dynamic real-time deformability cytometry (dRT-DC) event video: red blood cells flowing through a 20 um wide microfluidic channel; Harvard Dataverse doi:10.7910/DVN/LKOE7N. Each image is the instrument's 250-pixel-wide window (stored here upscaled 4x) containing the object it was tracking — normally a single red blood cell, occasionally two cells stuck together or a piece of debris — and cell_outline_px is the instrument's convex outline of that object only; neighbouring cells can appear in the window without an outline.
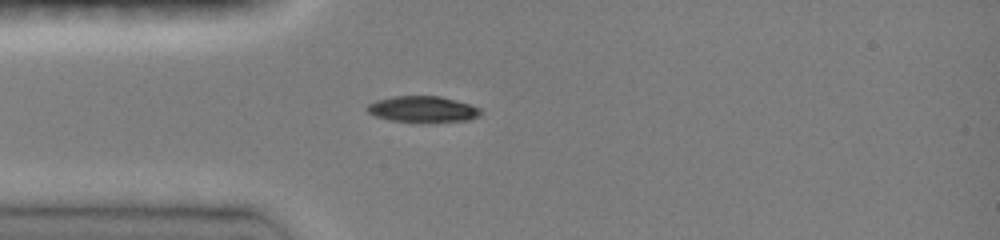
{"species": "common noctule bat (a hibernating species)", "species_latin": "Nyctalus noctula", "temperature_condition": "room temperature", "stored_images_in_passage": 15, "camera_frame_rate_fps": 3000, "um_per_image_px": 0.085, "animal": {"sex": "female", "body_mass_g": 19.0, "forearm_length_mm": 51.5}, "frame": {"image": 1, "passage_image": 1, "time_ms": 0.0, "image_size_px": [1000, 240], "cell_outline_px": [[480, 116], [468, 120], [392, 120], [376, 116], [368, 112], [364, 108], [368, 104], [376, 100], [392, 96], [440, 96], [468, 104], [480, 108]], "centroid_in_image_um": [35.88, 9.24], "position_along_channel_um": 49.1, "area_um2": 16.53}}
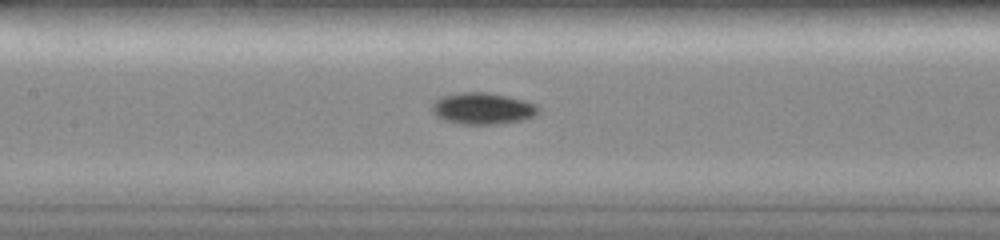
{"frame": {"image": 2, "passage_image": 9, "time_ms": 3.0, "image_size_px": [1000, 240], "cell_outline_px": [[540, 112], [536, 116], [524, 120], [496, 124], [460, 124], [444, 120], [436, 116], [432, 112], [432, 104], [440, 96], [460, 92], [488, 92], [524, 100], [536, 104], [540, 108]], "centroid_in_image_um": [41.04, 9.22], "position_along_channel_um": 166.4, "area_um2": 19.83}}